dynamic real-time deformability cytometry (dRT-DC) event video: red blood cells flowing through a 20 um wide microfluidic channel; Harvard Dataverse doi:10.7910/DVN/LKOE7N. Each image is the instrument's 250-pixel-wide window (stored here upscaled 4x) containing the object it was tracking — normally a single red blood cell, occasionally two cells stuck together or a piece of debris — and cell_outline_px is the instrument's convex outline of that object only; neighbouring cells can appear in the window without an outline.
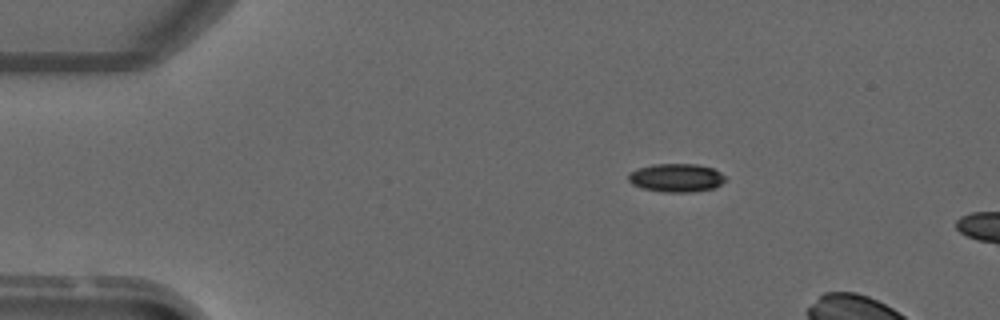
{"species": "common noctule bat (a hibernating species)", "species_latin": "Nyctalus noctula", "temperature_condition": "warm", "stored_images_in_passage": 2, "camera_frame_rate_fps": 3000, "um_per_image_px": 0.085, "animal": {"sex": "male", "forearm_length_mm": 52.5}, "frame": {"image": 1, "passage_image": 1, "time_ms": 0.0, "image_size_px": [1000, 320], "cell_outline_px": [[728, 180], [712, 188], [692, 192], [664, 192], [644, 188], [632, 184], [628, 180], [628, 172], [652, 164], [696, 164], [712, 168], [720, 172]], "centroid_in_image_um": [57.48, 15.11], "position_along_channel_um": 27.5, "area_um2": 15.95}}